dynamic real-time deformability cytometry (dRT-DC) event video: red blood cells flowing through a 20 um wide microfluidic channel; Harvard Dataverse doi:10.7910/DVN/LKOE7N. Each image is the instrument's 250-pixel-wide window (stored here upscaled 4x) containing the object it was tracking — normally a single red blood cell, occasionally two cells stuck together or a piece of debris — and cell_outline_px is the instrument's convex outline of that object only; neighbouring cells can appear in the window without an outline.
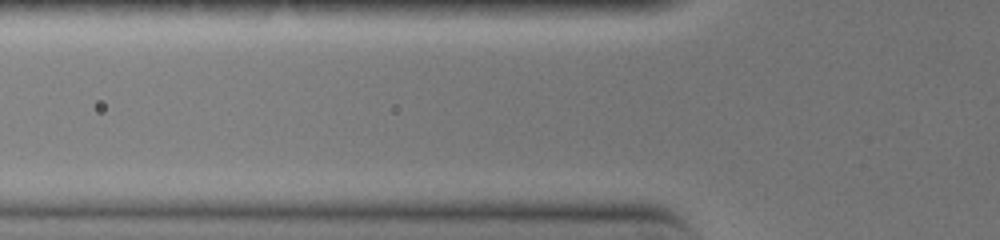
{"species": "common noctule bat (a hibernating species)", "species_latin": "Nyctalus noctula", "temperature_condition": "warm", "stored_images_in_passage": 4, "camera_frame_rate_fps": 3000, "um_per_image_px": 0.085, "animal": {"sex": "female", "body_mass_g": 19.0, "forearm_length_mm": 51.5}, "frame": {"image": 1, "passage_image": 3, "time_ms": 0.667, "image_size_px": [1000, 240], "cell_outline_px": [[624, 164], [612, 168], [480, 168], [472, 164], [476, 160], [484, 156], [528, 156], [616, 160]], "centroid_in_image_um": [46.14, 13.82], "position_along_channel_um": 79.7, "area_um2": 10.98}}